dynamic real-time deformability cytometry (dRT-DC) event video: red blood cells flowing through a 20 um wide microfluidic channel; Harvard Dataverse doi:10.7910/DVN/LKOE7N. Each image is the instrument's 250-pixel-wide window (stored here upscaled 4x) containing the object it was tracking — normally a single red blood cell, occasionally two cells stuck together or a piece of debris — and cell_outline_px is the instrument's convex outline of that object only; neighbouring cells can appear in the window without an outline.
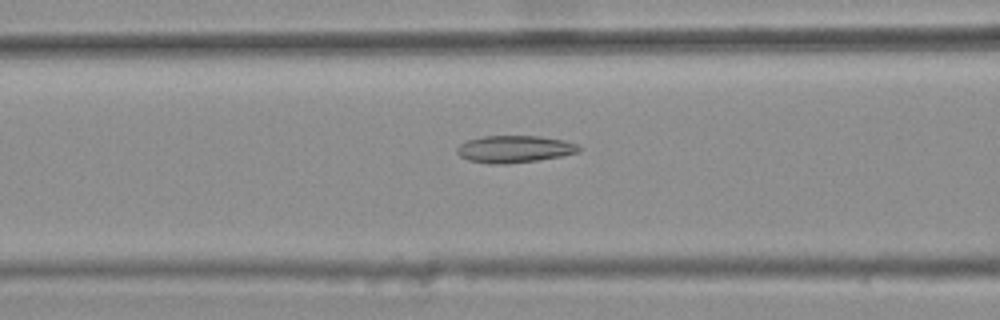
{"species": "common noctule bat (a hibernating species)", "species_latin": "Nyctalus noctula", "temperature_condition": "warm", "stored_images_in_passage": 43, "camera_frame_rate_fps": 3000, "um_per_image_px": 0.085, "animal": {"sex": "female", "body_mass_g": 25.1}, "frame": {"image": 1, "passage_image": 17, "time_ms": 5.333, "image_size_px": [1000, 320], "cell_outline_px": [[584, 148], [580, 152], [560, 156], [536, 160], [504, 164], [488, 164], [468, 160], [460, 156], [456, 152], [456, 148], [460, 144], [468, 140], [484, 136], [540, 136], [564, 140], [576, 144]], "centroid_in_image_um": [43.73, 12.67], "position_along_channel_um": 122.9, "area_um2": 19.31}}
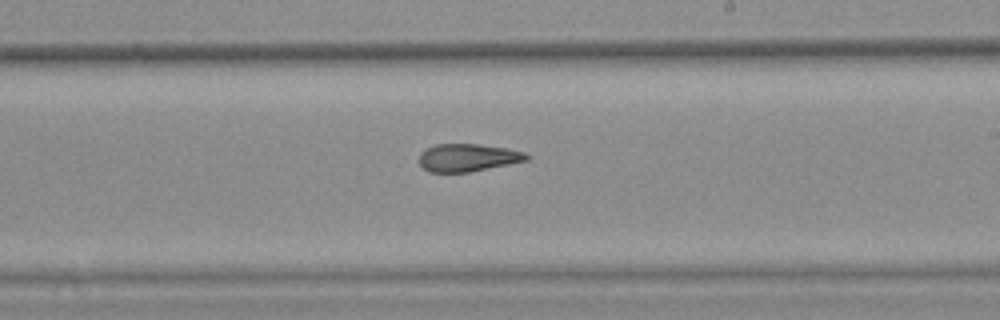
{"frame": {"image": 2, "passage_image": 27, "time_ms": 8.667, "image_size_px": [1000, 320], "cell_outline_px": [[532, 156], [528, 160], [468, 172], [428, 172], [420, 164], [420, 152], [436, 144], [480, 144], [504, 148], [524, 152]], "centroid_in_image_um": [39.76, 13.39], "position_along_channel_um": 249.2, "area_um2": 17.17}}
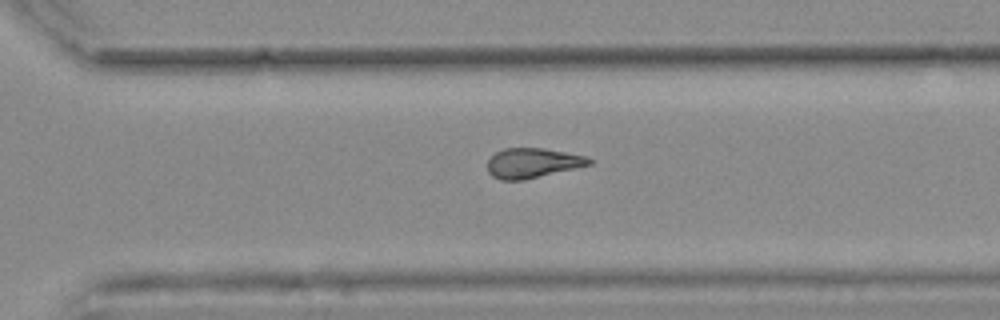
{"frame": {"image": 3, "passage_image": 33, "time_ms": 10.667, "image_size_px": [1000, 320], "cell_outline_px": [[592, 164], [524, 180], [500, 180], [492, 176], [488, 172], [488, 160], [496, 152], [504, 148], [544, 148], [584, 156], [592, 160]], "centroid_in_image_um": [45.23, 13.86], "position_along_channel_um": 325.4, "area_um2": 17.51}, "authors_computed_cell_mechanics": {"area_um2": 18.2648, "velocity_mm_per_s": 3.7992, "shape_relaxation_time_tau1_ms": null, "shape_relaxation_time_tau2_ms": 3.6213, "deformation_change_tau1": null, "deformation_change_tau2": 0.1379}}